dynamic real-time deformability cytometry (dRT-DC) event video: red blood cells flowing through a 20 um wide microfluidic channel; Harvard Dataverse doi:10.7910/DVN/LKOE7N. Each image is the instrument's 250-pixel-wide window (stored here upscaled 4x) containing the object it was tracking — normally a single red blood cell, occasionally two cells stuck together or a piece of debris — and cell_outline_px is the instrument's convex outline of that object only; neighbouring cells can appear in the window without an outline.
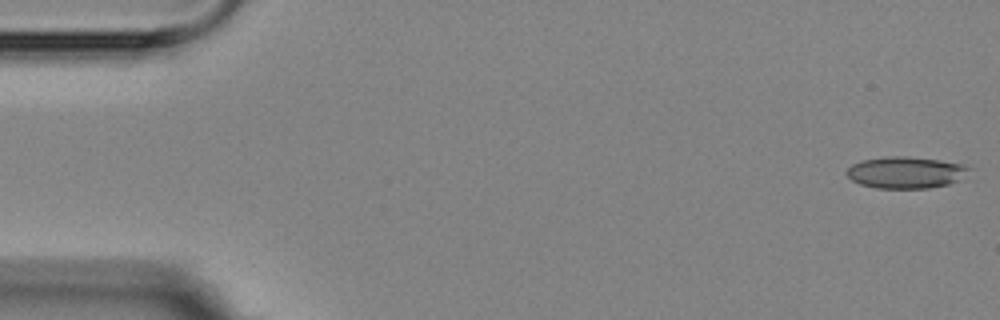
{"species": "Egyptian fruit bat (a non-hibernating species)", "species_latin": "Rousettus aegyptiacus", "temperature_condition": "room temperature", "stored_images_in_passage": 5, "camera_frame_rate_fps": 3000, "um_per_image_px": 0.085, "animal": {"sex": "female"}, "frame": {"image": 1, "passage_image": 1, "time_ms": 0.0, "image_size_px": [1000, 320], "cell_outline_px": [[976, 168], [956, 180], [948, 184], [928, 188], [876, 188], [860, 184], [852, 180], [844, 172], [852, 164], [860, 160], [884, 156], [908, 156], [940, 160], [964, 164]], "centroid_in_image_um": [76.99, 14.64], "position_along_channel_um": 8.0, "area_um2": 22.83}}
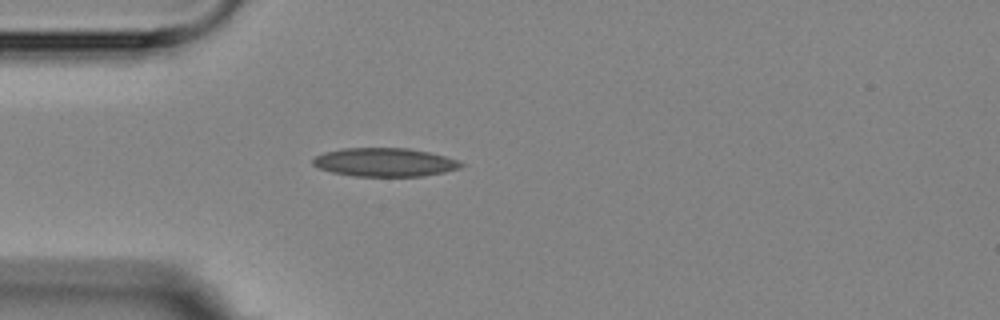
{"frame": {"image": 2, "passage_image": 5, "time_ms": 4.667, "image_size_px": [1000, 320], "cell_outline_px": [[464, 164], [460, 168], [444, 172], [424, 176], [352, 176], [332, 172], [320, 168], [312, 164], [312, 160], [316, 156], [324, 152], [344, 148], [408, 148], [428, 152], [460, 160]], "centroid_in_image_um": [32.71, 13.79], "position_along_channel_um": 52.3, "area_um2": 24.62}}